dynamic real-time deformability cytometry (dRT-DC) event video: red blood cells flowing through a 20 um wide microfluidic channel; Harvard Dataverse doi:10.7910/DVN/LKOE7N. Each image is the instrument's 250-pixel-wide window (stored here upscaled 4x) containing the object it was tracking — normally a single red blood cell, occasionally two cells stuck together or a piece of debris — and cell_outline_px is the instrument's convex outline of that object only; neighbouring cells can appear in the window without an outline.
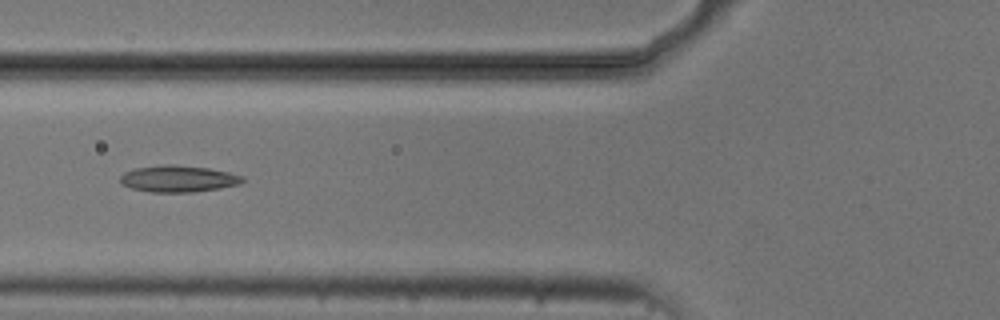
{"species": "common noctule bat (a hibernating species)", "species_latin": "Nyctalus noctula", "temperature_condition": "cold", "stored_images_in_passage": 7, "camera_frame_rate_fps": 3000, "um_per_image_px": 0.085, "animal": {"sex": "male", "body_mass_g": 20.5, "forearm_length_mm": 52.5}, "frame": {"image": 1, "passage_image": 6, "time_ms": 5.667, "image_size_px": [1000, 320], "cell_outline_px": [[244, 180], [240, 184], [220, 188], [192, 192], [152, 192], [132, 188], [120, 184], [120, 176], [124, 172], [132, 168], [164, 164], [172, 164], [208, 168], [228, 172], [244, 176]], "centroid_in_image_um": [15.12, 15.18], "position_along_channel_um": 110.7, "area_um2": 19.07}}
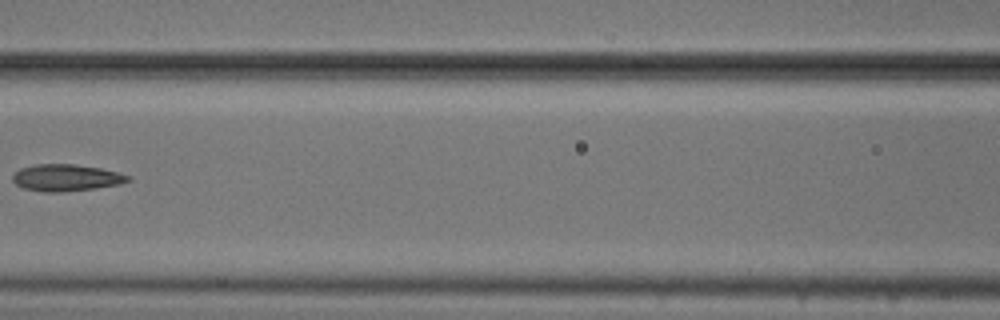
{"frame": {"image": 2, "passage_image": 7, "time_ms": 7.0, "image_size_px": [1000, 320], "cell_outline_px": [[132, 180], [120, 184], [96, 188], [64, 192], [44, 192], [24, 188], [16, 184], [12, 180], [12, 176], [20, 168], [36, 164], [72, 164], [100, 168], [132, 176]], "centroid_in_image_um": [5.64, 15.11], "position_along_channel_um": 161.0, "area_um2": 18.03}}